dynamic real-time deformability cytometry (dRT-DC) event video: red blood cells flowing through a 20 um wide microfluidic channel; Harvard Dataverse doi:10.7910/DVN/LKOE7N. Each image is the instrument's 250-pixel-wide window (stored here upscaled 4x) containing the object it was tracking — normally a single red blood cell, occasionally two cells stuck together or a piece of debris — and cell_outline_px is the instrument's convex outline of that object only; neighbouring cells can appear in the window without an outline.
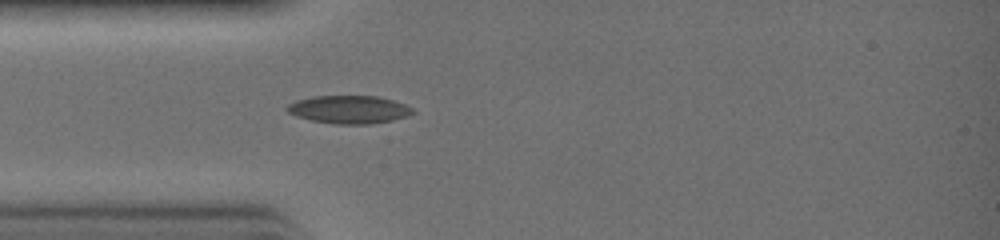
{"species": "common noctule bat (a hibernating species)", "species_latin": "Nyctalus noctula", "temperature_condition": "warm", "stored_images_in_passage": 30, "camera_frame_rate_fps": 3000, "um_per_image_px": 0.085, "animal": {"sex": "female", "body_mass_g": 19.0, "forearm_length_mm": 51.5}, "frame": {"image": 1, "passage_image": 7, "time_ms": 2.0, "image_size_px": [1000, 240], "cell_outline_px": [[416, 112], [408, 116], [392, 120], [372, 124], [336, 124], [312, 120], [296, 116], [288, 112], [284, 108], [288, 104], [296, 100], [312, 96], [376, 96], [392, 100], [404, 104], [412, 108]], "centroid_in_image_um": [29.66, 9.31], "position_along_channel_um": 55.3, "area_um2": 20.52}}
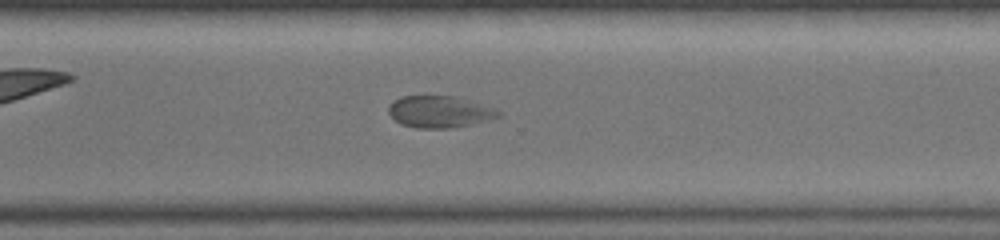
{"frame": {"image": 2, "passage_image": 21, "time_ms": 6.667, "image_size_px": [1000, 240], "cell_outline_px": [[500, 116], [472, 124], [452, 128], [416, 128], [400, 124], [388, 112], [388, 108], [392, 100], [400, 96], [456, 96], [496, 108], [500, 112]], "centroid_in_image_um": [37.34, 9.49], "position_along_channel_um": 333.3, "area_um2": 20.4}}
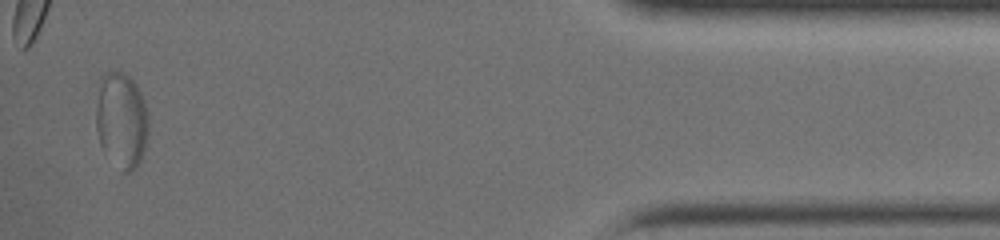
{"frame": {"image": 3, "passage_image": 29, "time_ms": 9.333, "image_size_px": [1000, 240], "cell_outline_px": [[148, 132], [144, 152], [136, 168], [132, 172], [124, 172], [104, 152], [100, 144], [96, 128], [96, 84], [100, 76], [104, 72], [124, 72], [136, 84], [144, 100], [148, 116]], "centroid_in_image_um": [10.3, 10.17], "position_along_channel_um": 424.9, "area_um2": 29.77}}